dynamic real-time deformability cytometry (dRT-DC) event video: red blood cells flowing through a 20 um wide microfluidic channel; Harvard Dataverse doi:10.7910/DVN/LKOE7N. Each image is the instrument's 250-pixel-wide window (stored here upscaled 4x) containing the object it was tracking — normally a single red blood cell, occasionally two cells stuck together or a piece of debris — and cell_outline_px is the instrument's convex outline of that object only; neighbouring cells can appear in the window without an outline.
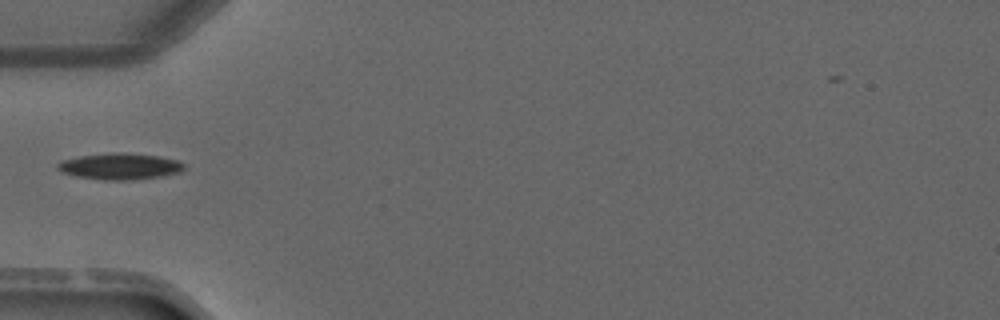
{"species": "common noctule bat (a hibernating species)", "species_latin": "Nyctalus noctula", "temperature_condition": "warm", "stored_images_in_passage": 3, "camera_frame_rate_fps": 3000, "um_per_image_px": 0.085, "animal": {"sex": "male", "forearm_length_mm": 52.5}, "frame": {"image": 1, "passage_image": 3, "time_ms": 3.333, "image_size_px": [1000, 320], "cell_outline_px": [[184, 168], [180, 172], [160, 176], [132, 180], [104, 180], [76, 176], [64, 172], [56, 168], [56, 164], [64, 160], [80, 156], [112, 152], [160, 156], [180, 160], [184, 164]], "centroid_in_image_um": [10.22, 14.14], "position_along_channel_um": 74.8, "area_um2": 19.25}}